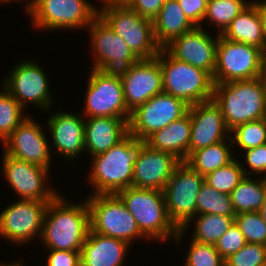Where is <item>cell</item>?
Returning <instances> with one entry per match:
<instances>
[{
  "label": "cell",
  "instance_id": "60d3db41",
  "mask_svg": "<svg viewBox=\"0 0 266 266\" xmlns=\"http://www.w3.org/2000/svg\"><path fill=\"white\" fill-rule=\"evenodd\" d=\"M188 20L194 26L204 27L203 19L207 10L208 0H177Z\"/></svg>",
  "mask_w": 266,
  "mask_h": 266
},
{
  "label": "cell",
  "instance_id": "1f68e13d",
  "mask_svg": "<svg viewBox=\"0 0 266 266\" xmlns=\"http://www.w3.org/2000/svg\"><path fill=\"white\" fill-rule=\"evenodd\" d=\"M200 214L236 216L230 194L218 192L206 183H203L196 198V215Z\"/></svg>",
  "mask_w": 266,
  "mask_h": 266
},
{
  "label": "cell",
  "instance_id": "9c48e42d",
  "mask_svg": "<svg viewBox=\"0 0 266 266\" xmlns=\"http://www.w3.org/2000/svg\"><path fill=\"white\" fill-rule=\"evenodd\" d=\"M40 64L32 58H24L2 78L1 86L19 102L24 110L29 104L34 108H40L41 112H47L54 106V92H51L53 89L46 74L49 72H45L46 70Z\"/></svg>",
  "mask_w": 266,
  "mask_h": 266
},
{
  "label": "cell",
  "instance_id": "f1b7e54d",
  "mask_svg": "<svg viewBox=\"0 0 266 266\" xmlns=\"http://www.w3.org/2000/svg\"><path fill=\"white\" fill-rule=\"evenodd\" d=\"M232 141H224L193 151L184 161L203 177L218 168L227 166L236 159Z\"/></svg>",
  "mask_w": 266,
  "mask_h": 266
},
{
  "label": "cell",
  "instance_id": "f546056e",
  "mask_svg": "<svg viewBox=\"0 0 266 266\" xmlns=\"http://www.w3.org/2000/svg\"><path fill=\"white\" fill-rule=\"evenodd\" d=\"M230 197L236 214L259 211L266 197V178L245 175Z\"/></svg>",
  "mask_w": 266,
  "mask_h": 266
},
{
  "label": "cell",
  "instance_id": "8fae6325",
  "mask_svg": "<svg viewBox=\"0 0 266 266\" xmlns=\"http://www.w3.org/2000/svg\"><path fill=\"white\" fill-rule=\"evenodd\" d=\"M264 52L252 45L233 42L219 35L214 84L261 77Z\"/></svg>",
  "mask_w": 266,
  "mask_h": 266
},
{
  "label": "cell",
  "instance_id": "b9f144b4",
  "mask_svg": "<svg viewBox=\"0 0 266 266\" xmlns=\"http://www.w3.org/2000/svg\"><path fill=\"white\" fill-rule=\"evenodd\" d=\"M45 266H81L80 251L46 250Z\"/></svg>",
  "mask_w": 266,
  "mask_h": 266
},
{
  "label": "cell",
  "instance_id": "5b68a950",
  "mask_svg": "<svg viewBox=\"0 0 266 266\" xmlns=\"http://www.w3.org/2000/svg\"><path fill=\"white\" fill-rule=\"evenodd\" d=\"M159 60L163 92L185 101L189 106L213 98L212 75L172 57L164 48L156 56Z\"/></svg>",
  "mask_w": 266,
  "mask_h": 266
},
{
  "label": "cell",
  "instance_id": "ab89813d",
  "mask_svg": "<svg viewBox=\"0 0 266 266\" xmlns=\"http://www.w3.org/2000/svg\"><path fill=\"white\" fill-rule=\"evenodd\" d=\"M246 244L244 235L241 233L235 223L219 238L215 249L226 259L231 254L236 253Z\"/></svg>",
  "mask_w": 266,
  "mask_h": 266
},
{
  "label": "cell",
  "instance_id": "836d02e7",
  "mask_svg": "<svg viewBox=\"0 0 266 266\" xmlns=\"http://www.w3.org/2000/svg\"><path fill=\"white\" fill-rule=\"evenodd\" d=\"M0 89V142L3 144L28 114L3 86Z\"/></svg>",
  "mask_w": 266,
  "mask_h": 266
},
{
  "label": "cell",
  "instance_id": "8992f818",
  "mask_svg": "<svg viewBox=\"0 0 266 266\" xmlns=\"http://www.w3.org/2000/svg\"><path fill=\"white\" fill-rule=\"evenodd\" d=\"M90 210V229L131 246L136 240L150 241L139 229L135 218L116 194L83 196Z\"/></svg>",
  "mask_w": 266,
  "mask_h": 266
},
{
  "label": "cell",
  "instance_id": "44dd1931",
  "mask_svg": "<svg viewBox=\"0 0 266 266\" xmlns=\"http://www.w3.org/2000/svg\"><path fill=\"white\" fill-rule=\"evenodd\" d=\"M191 136L189 155L230 137L219 105L212 99L189 106Z\"/></svg>",
  "mask_w": 266,
  "mask_h": 266
},
{
  "label": "cell",
  "instance_id": "ee69618b",
  "mask_svg": "<svg viewBox=\"0 0 266 266\" xmlns=\"http://www.w3.org/2000/svg\"><path fill=\"white\" fill-rule=\"evenodd\" d=\"M98 1H99L98 4L103 3L100 6L99 5L96 6V9L98 12L104 8L117 7V6H128L131 2V0H98Z\"/></svg>",
  "mask_w": 266,
  "mask_h": 266
},
{
  "label": "cell",
  "instance_id": "7402d4cb",
  "mask_svg": "<svg viewBox=\"0 0 266 266\" xmlns=\"http://www.w3.org/2000/svg\"><path fill=\"white\" fill-rule=\"evenodd\" d=\"M180 162L173 154L154 150L140 141L134 163L133 187L163 191Z\"/></svg>",
  "mask_w": 266,
  "mask_h": 266
},
{
  "label": "cell",
  "instance_id": "ffe728a7",
  "mask_svg": "<svg viewBox=\"0 0 266 266\" xmlns=\"http://www.w3.org/2000/svg\"><path fill=\"white\" fill-rule=\"evenodd\" d=\"M121 80L124 100L130 112L154 95L163 92L162 71L156 57L140 59L137 63L132 64Z\"/></svg>",
  "mask_w": 266,
  "mask_h": 266
},
{
  "label": "cell",
  "instance_id": "4dcf8cb0",
  "mask_svg": "<svg viewBox=\"0 0 266 266\" xmlns=\"http://www.w3.org/2000/svg\"><path fill=\"white\" fill-rule=\"evenodd\" d=\"M251 2L252 0H208L203 23H209L208 25L216 28L214 30L218 34H222Z\"/></svg>",
  "mask_w": 266,
  "mask_h": 266
},
{
  "label": "cell",
  "instance_id": "3957f363",
  "mask_svg": "<svg viewBox=\"0 0 266 266\" xmlns=\"http://www.w3.org/2000/svg\"><path fill=\"white\" fill-rule=\"evenodd\" d=\"M213 100L229 130L266 116V87L261 77L215 84Z\"/></svg>",
  "mask_w": 266,
  "mask_h": 266
},
{
  "label": "cell",
  "instance_id": "52a82bcc",
  "mask_svg": "<svg viewBox=\"0 0 266 266\" xmlns=\"http://www.w3.org/2000/svg\"><path fill=\"white\" fill-rule=\"evenodd\" d=\"M86 29L85 31L89 33L88 42L92 54L91 69H98L107 75L122 78L131 65L140 60L99 15Z\"/></svg>",
  "mask_w": 266,
  "mask_h": 266
},
{
  "label": "cell",
  "instance_id": "5bb4252c",
  "mask_svg": "<svg viewBox=\"0 0 266 266\" xmlns=\"http://www.w3.org/2000/svg\"><path fill=\"white\" fill-rule=\"evenodd\" d=\"M49 202L16 200L0 212V238L15 247L41 237L43 218ZM25 244V245H24Z\"/></svg>",
  "mask_w": 266,
  "mask_h": 266
},
{
  "label": "cell",
  "instance_id": "d590c367",
  "mask_svg": "<svg viewBox=\"0 0 266 266\" xmlns=\"http://www.w3.org/2000/svg\"><path fill=\"white\" fill-rule=\"evenodd\" d=\"M234 223L244 235L246 243L266 246V224L259 211L238 213L234 217Z\"/></svg>",
  "mask_w": 266,
  "mask_h": 266
},
{
  "label": "cell",
  "instance_id": "603a6c76",
  "mask_svg": "<svg viewBox=\"0 0 266 266\" xmlns=\"http://www.w3.org/2000/svg\"><path fill=\"white\" fill-rule=\"evenodd\" d=\"M131 245L89 230L80 251L81 266H124Z\"/></svg>",
  "mask_w": 266,
  "mask_h": 266
},
{
  "label": "cell",
  "instance_id": "7bdbcfd3",
  "mask_svg": "<svg viewBox=\"0 0 266 266\" xmlns=\"http://www.w3.org/2000/svg\"><path fill=\"white\" fill-rule=\"evenodd\" d=\"M166 0H131L128 5L140 16L153 20Z\"/></svg>",
  "mask_w": 266,
  "mask_h": 266
},
{
  "label": "cell",
  "instance_id": "30bf717a",
  "mask_svg": "<svg viewBox=\"0 0 266 266\" xmlns=\"http://www.w3.org/2000/svg\"><path fill=\"white\" fill-rule=\"evenodd\" d=\"M98 15L119 35L139 59H153L161 50L154 36L153 20L129 6L101 9Z\"/></svg>",
  "mask_w": 266,
  "mask_h": 266
},
{
  "label": "cell",
  "instance_id": "4316f807",
  "mask_svg": "<svg viewBox=\"0 0 266 266\" xmlns=\"http://www.w3.org/2000/svg\"><path fill=\"white\" fill-rule=\"evenodd\" d=\"M194 27L177 0H166L153 19L155 40L161 48Z\"/></svg>",
  "mask_w": 266,
  "mask_h": 266
},
{
  "label": "cell",
  "instance_id": "6da1fadb",
  "mask_svg": "<svg viewBox=\"0 0 266 266\" xmlns=\"http://www.w3.org/2000/svg\"><path fill=\"white\" fill-rule=\"evenodd\" d=\"M72 202L60 192L48 203L40 237L46 250L81 251L90 230V210L85 197Z\"/></svg>",
  "mask_w": 266,
  "mask_h": 266
},
{
  "label": "cell",
  "instance_id": "83f0119b",
  "mask_svg": "<svg viewBox=\"0 0 266 266\" xmlns=\"http://www.w3.org/2000/svg\"><path fill=\"white\" fill-rule=\"evenodd\" d=\"M194 222V224H193ZM195 226L194 229L193 226ZM234 224V217L215 215V214H200L195 215L182 229H179L175 239L174 245L178 246L184 243V236L189 233V228L192 231V237L190 239L205 243L209 245H215L219 238Z\"/></svg>",
  "mask_w": 266,
  "mask_h": 266
},
{
  "label": "cell",
  "instance_id": "277c9868",
  "mask_svg": "<svg viewBox=\"0 0 266 266\" xmlns=\"http://www.w3.org/2000/svg\"><path fill=\"white\" fill-rule=\"evenodd\" d=\"M116 195L150 241L165 244L166 241L170 242L171 239L172 242L175 239L179 229L169 219L163 191L131 186L120 190Z\"/></svg>",
  "mask_w": 266,
  "mask_h": 266
},
{
  "label": "cell",
  "instance_id": "c3c4849f",
  "mask_svg": "<svg viewBox=\"0 0 266 266\" xmlns=\"http://www.w3.org/2000/svg\"><path fill=\"white\" fill-rule=\"evenodd\" d=\"M23 260L20 258L19 260H13V262H1L0 263V266H25L22 262Z\"/></svg>",
  "mask_w": 266,
  "mask_h": 266
},
{
  "label": "cell",
  "instance_id": "74e56055",
  "mask_svg": "<svg viewBox=\"0 0 266 266\" xmlns=\"http://www.w3.org/2000/svg\"><path fill=\"white\" fill-rule=\"evenodd\" d=\"M266 263V246L246 243L236 253L225 259V266H260Z\"/></svg>",
  "mask_w": 266,
  "mask_h": 266
},
{
  "label": "cell",
  "instance_id": "d4e9b609",
  "mask_svg": "<svg viewBox=\"0 0 266 266\" xmlns=\"http://www.w3.org/2000/svg\"><path fill=\"white\" fill-rule=\"evenodd\" d=\"M190 136L191 119L188 112L165 128L154 132L144 143L154 150L171 153L180 161H185L189 156Z\"/></svg>",
  "mask_w": 266,
  "mask_h": 266
},
{
  "label": "cell",
  "instance_id": "f6af8a7d",
  "mask_svg": "<svg viewBox=\"0 0 266 266\" xmlns=\"http://www.w3.org/2000/svg\"><path fill=\"white\" fill-rule=\"evenodd\" d=\"M260 16L263 29L264 53L266 52V0H260Z\"/></svg>",
  "mask_w": 266,
  "mask_h": 266
},
{
  "label": "cell",
  "instance_id": "7c38bea8",
  "mask_svg": "<svg viewBox=\"0 0 266 266\" xmlns=\"http://www.w3.org/2000/svg\"><path fill=\"white\" fill-rule=\"evenodd\" d=\"M1 159V174L6 179L18 200H38L50 202L60 193L51 187V169L13 158L4 152Z\"/></svg>",
  "mask_w": 266,
  "mask_h": 266
},
{
  "label": "cell",
  "instance_id": "e575fe53",
  "mask_svg": "<svg viewBox=\"0 0 266 266\" xmlns=\"http://www.w3.org/2000/svg\"><path fill=\"white\" fill-rule=\"evenodd\" d=\"M245 177L239 159L204 176V183L218 192L230 194Z\"/></svg>",
  "mask_w": 266,
  "mask_h": 266
},
{
  "label": "cell",
  "instance_id": "f35d334b",
  "mask_svg": "<svg viewBox=\"0 0 266 266\" xmlns=\"http://www.w3.org/2000/svg\"><path fill=\"white\" fill-rule=\"evenodd\" d=\"M242 152L243 153H241L242 155L240 156L244 159L240 160L239 157L238 159L241 163L244 174L246 176L254 177L257 175L261 177L262 175V177L266 178V144Z\"/></svg>",
  "mask_w": 266,
  "mask_h": 266
},
{
  "label": "cell",
  "instance_id": "d6a6232c",
  "mask_svg": "<svg viewBox=\"0 0 266 266\" xmlns=\"http://www.w3.org/2000/svg\"><path fill=\"white\" fill-rule=\"evenodd\" d=\"M232 147L237 150L235 156L239 157L238 152L256 148L266 144V122L264 119L249 121L235 126L230 130Z\"/></svg>",
  "mask_w": 266,
  "mask_h": 266
},
{
  "label": "cell",
  "instance_id": "7a4b0ae2",
  "mask_svg": "<svg viewBox=\"0 0 266 266\" xmlns=\"http://www.w3.org/2000/svg\"><path fill=\"white\" fill-rule=\"evenodd\" d=\"M140 149V140L128 134L104 153L90 158V172L86 182L91 186L89 195L116 194L133 186L134 163Z\"/></svg>",
  "mask_w": 266,
  "mask_h": 266
},
{
  "label": "cell",
  "instance_id": "e0dca14e",
  "mask_svg": "<svg viewBox=\"0 0 266 266\" xmlns=\"http://www.w3.org/2000/svg\"><path fill=\"white\" fill-rule=\"evenodd\" d=\"M37 120L28 116L3 142V152L13 158L50 169L52 152L47 133Z\"/></svg>",
  "mask_w": 266,
  "mask_h": 266
},
{
  "label": "cell",
  "instance_id": "4fadbf2b",
  "mask_svg": "<svg viewBox=\"0 0 266 266\" xmlns=\"http://www.w3.org/2000/svg\"><path fill=\"white\" fill-rule=\"evenodd\" d=\"M204 177L184 161L174 169L163 193L169 219L182 229L196 215V198Z\"/></svg>",
  "mask_w": 266,
  "mask_h": 266
},
{
  "label": "cell",
  "instance_id": "9a60e30c",
  "mask_svg": "<svg viewBox=\"0 0 266 266\" xmlns=\"http://www.w3.org/2000/svg\"><path fill=\"white\" fill-rule=\"evenodd\" d=\"M88 75L82 115L85 118H130L131 112L124 100L121 78L107 75L98 69H91Z\"/></svg>",
  "mask_w": 266,
  "mask_h": 266
},
{
  "label": "cell",
  "instance_id": "bcb514c9",
  "mask_svg": "<svg viewBox=\"0 0 266 266\" xmlns=\"http://www.w3.org/2000/svg\"><path fill=\"white\" fill-rule=\"evenodd\" d=\"M19 1H20V3L23 1V0H0V4H9V3H13V2H18L19 3ZM37 1L38 0H24L22 3H24L25 4V14H28V12L35 6V4L37 3Z\"/></svg>",
  "mask_w": 266,
  "mask_h": 266
},
{
  "label": "cell",
  "instance_id": "d6986e66",
  "mask_svg": "<svg viewBox=\"0 0 266 266\" xmlns=\"http://www.w3.org/2000/svg\"><path fill=\"white\" fill-rule=\"evenodd\" d=\"M215 33L216 35L209 33L206 27L195 26L173 39L164 49L177 60L205 70L213 76L220 35Z\"/></svg>",
  "mask_w": 266,
  "mask_h": 266
},
{
  "label": "cell",
  "instance_id": "cb8c5ba5",
  "mask_svg": "<svg viewBox=\"0 0 266 266\" xmlns=\"http://www.w3.org/2000/svg\"><path fill=\"white\" fill-rule=\"evenodd\" d=\"M130 118H85V152L89 157L101 154L118 144L129 134Z\"/></svg>",
  "mask_w": 266,
  "mask_h": 266
},
{
  "label": "cell",
  "instance_id": "ba28073f",
  "mask_svg": "<svg viewBox=\"0 0 266 266\" xmlns=\"http://www.w3.org/2000/svg\"><path fill=\"white\" fill-rule=\"evenodd\" d=\"M89 0H38L28 12L33 30H85L98 16L96 6Z\"/></svg>",
  "mask_w": 266,
  "mask_h": 266
},
{
  "label": "cell",
  "instance_id": "484cf974",
  "mask_svg": "<svg viewBox=\"0 0 266 266\" xmlns=\"http://www.w3.org/2000/svg\"><path fill=\"white\" fill-rule=\"evenodd\" d=\"M221 35L230 41L252 45L264 52L260 0H252Z\"/></svg>",
  "mask_w": 266,
  "mask_h": 266
},
{
  "label": "cell",
  "instance_id": "8d00e7d4",
  "mask_svg": "<svg viewBox=\"0 0 266 266\" xmlns=\"http://www.w3.org/2000/svg\"><path fill=\"white\" fill-rule=\"evenodd\" d=\"M190 244L183 266H225V259L215 249L214 245L200 243L189 239Z\"/></svg>",
  "mask_w": 266,
  "mask_h": 266
},
{
  "label": "cell",
  "instance_id": "ac0fdd59",
  "mask_svg": "<svg viewBox=\"0 0 266 266\" xmlns=\"http://www.w3.org/2000/svg\"><path fill=\"white\" fill-rule=\"evenodd\" d=\"M52 110L54 109L48 111L50 115L45 123L50 135L51 152H56V156L64 157V160L72 164L79 159V155L85 154V117L81 113H71L67 109H55L56 112Z\"/></svg>",
  "mask_w": 266,
  "mask_h": 266
},
{
  "label": "cell",
  "instance_id": "2e32d148",
  "mask_svg": "<svg viewBox=\"0 0 266 266\" xmlns=\"http://www.w3.org/2000/svg\"><path fill=\"white\" fill-rule=\"evenodd\" d=\"M189 105L172 95L160 93L131 112L129 134L144 142L154 132L188 113Z\"/></svg>",
  "mask_w": 266,
  "mask_h": 266
},
{
  "label": "cell",
  "instance_id": "681fc988",
  "mask_svg": "<svg viewBox=\"0 0 266 266\" xmlns=\"http://www.w3.org/2000/svg\"><path fill=\"white\" fill-rule=\"evenodd\" d=\"M259 213L263 219V221L266 224V197H265V201L263 202V205L261 206Z\"/></svg>",
  "mask_w": 266,
  "mask_h": 266
},
{
  "label": "cell",
  "instance_id": "7dc6e473",
  "mask_svg": "<svg viewBox=\"0 0 266 266\" xmlns=\"http://www.w3.org/2000/svg\"><path fill=\"white\" fill-rule=\"evenodd\" d=\"M261 79L266 87V52L263 54V59H262Z\"/></svg>",
  "mask_w": 266,
  "mask_h": 266
}]
</instances>
